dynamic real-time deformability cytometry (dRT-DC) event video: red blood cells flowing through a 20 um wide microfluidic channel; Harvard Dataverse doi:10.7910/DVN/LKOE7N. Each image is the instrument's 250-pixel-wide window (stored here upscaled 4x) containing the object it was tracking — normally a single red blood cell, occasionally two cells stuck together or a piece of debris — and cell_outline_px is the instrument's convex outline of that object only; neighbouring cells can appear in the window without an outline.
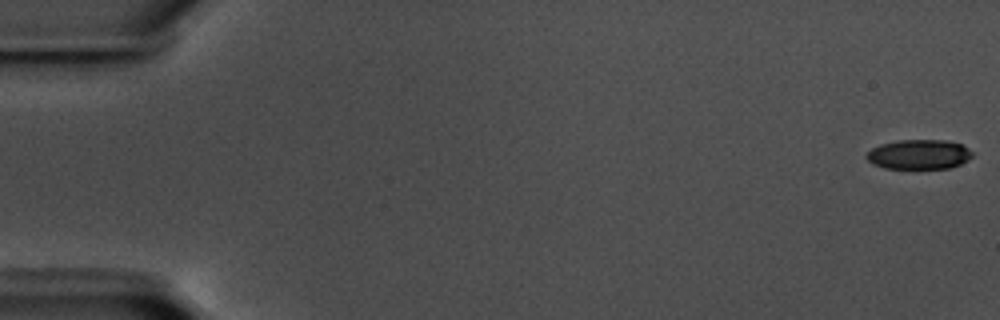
{"species": "common noctule bat (a hibernating species)", "species_latin": "Nyctalus noctula", "temperature_condition": "warm", "stored_images_in_passage": 58, "camera_frame_rate_fps": 3000, "um_per_image_px": 0.085, "animal": {"sex": "male", "body_mass_g": 17.5, "forearm_length_mm": 52.3}, "frame": {"image": 1, "passage_image": 1, "time_ms": 0.0, "image_size_px": [1000, 320], "cell_outline_px": [[972, 156], [968, 160], [960, 164], [948, 168], [884, 168], [872, 164], [864, 156], [872, 148], [880, 144], [896, 140], [944, 140], [960, 144], [968, 148], [972, 152]], "centroid_in_image_um": [78.08, 13.12], "position_along_channel_um": 6.9, "area_um2": 18.26}}
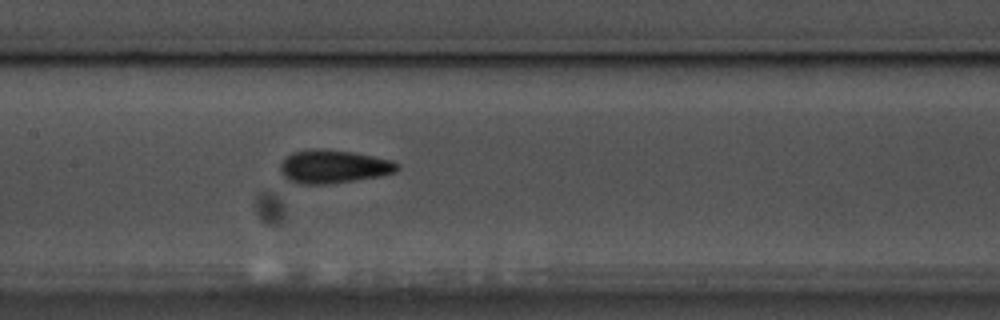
{"frame": {"image": 2, "passage_image": 29, "time_ms": 9.333, "image_size_px": [1000, 320], "cell_outline_px": [[400, 168], [396, 172], [380, 176], [332, 184], [296, 184], [288, 180], [280, 172], [280, 164], [292, 152], [316, 148], [324, 148], [352, 152], [392, 160], [400, 164]], "centroid_in_image_um": [28.35, 14.16], "position_along_channel_um": 179.0, "area_um2": 22.95}}
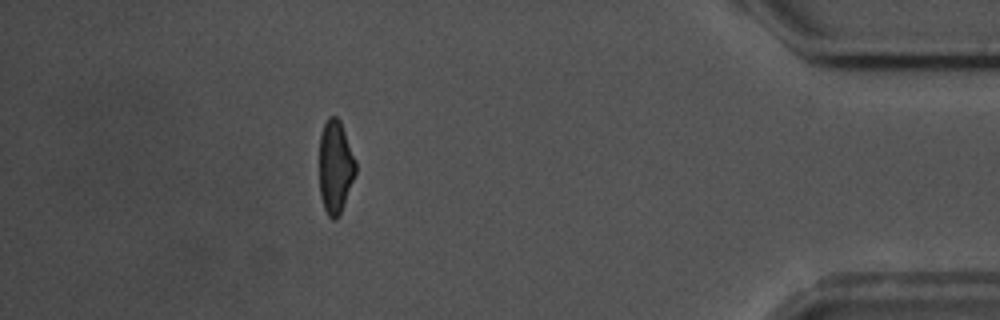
{"frame": {"image": 3, "passage_image": 52, "time_ms": 17.0, "image_size_px": [1000, 320], "cell_outline_px": [[356, 172], [340, 216], [336, 220], [332, 220], [328, 216], [324, 208], [320, 196], [320, 136], [324, 124], [328, 116], [336, 116], [340, 120], [356, 160]], "centroid_in_image_um": [28.51, 14.21], "position_along_channel_um": 406.7, "area_um2": 19.83}, "authors_computed_cell_mechanics": {"area_um2": 20.7213, "velocity_mm_per_s": 3.5888, "shape_relaxation_time_tau1_ms": 4.0646, "shape_relaxation_time_tau2_ms": 2.399, "deformation_change_tau1": 0.1258, "deformation_change_tau2": 0.0872}}